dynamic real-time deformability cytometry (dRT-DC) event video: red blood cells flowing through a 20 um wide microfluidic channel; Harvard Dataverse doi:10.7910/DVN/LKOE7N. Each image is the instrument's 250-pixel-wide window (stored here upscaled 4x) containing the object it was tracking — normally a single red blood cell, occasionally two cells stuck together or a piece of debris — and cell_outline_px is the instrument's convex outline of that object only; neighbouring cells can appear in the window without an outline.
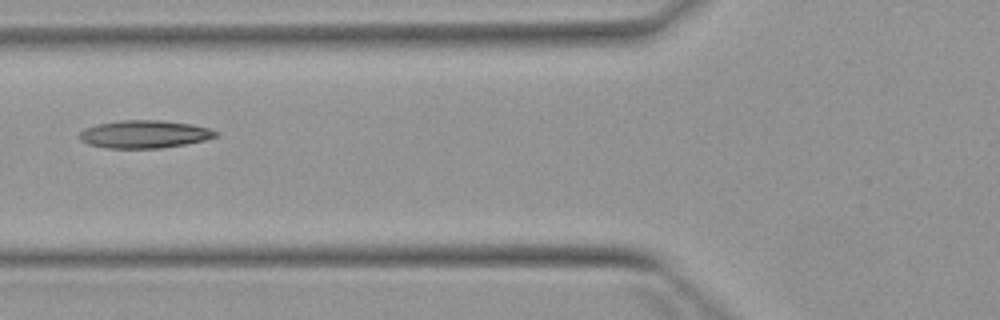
{"species": "Egyptian fruit bat (a non-hibernating species)", "species_latin": "Rousettus aegyptiacus", "temperature_condition": "warm", "stored_images_in_passage": 7, "camera_frame_rate_fps": 3000, "um_per_image_px": 0.085, "animal": {"sex": "female"}, "frame": {"image": 1, "passage_image": 6, "time_ms": 6.0, "image_size_px": [1000, 320], "cell_outline_px": [[216, 136], [204, 140], [184, 144], [160, 148], [108, 148], [88, 144], [80, 140], [80, 132], [84, 128], [96, 124], [120, 120], [160, 120], [192, 124], [208, 128], [216, 132]], "centroid_in_image_um": [12.23, 11.4], "position_along_channel_um": 113.6, "area_um2": 21.91}}
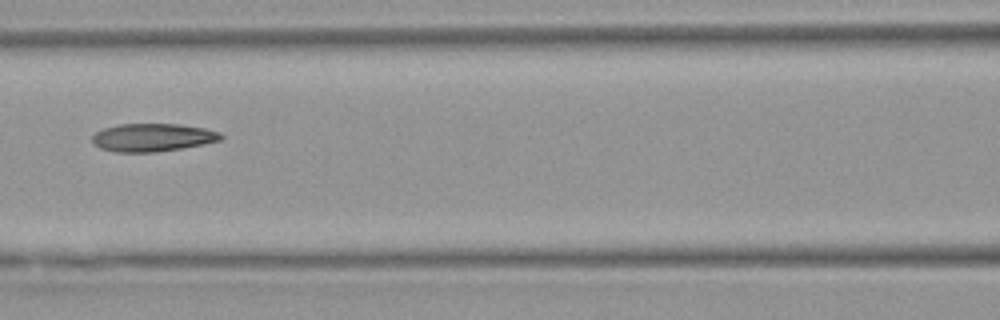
{"frame": {"image": 2, "passage_image": 7, "time_ms": 7.0, "image_size_px": [1000, 320], "cell_outline_px": [[224, 136], [220, 140], [204, 144], [184, 148], [156, 152], [116, 152], [100, 148], [92, 144], [92, 136], [96, 132], [104, 128], [120, 124], [180, 124], [204, 128], [220, 132]], "centroid_in_image_um": [12.97, 11.69], "position_along_channel_um": 153.6, "area_um2": 21.1}}